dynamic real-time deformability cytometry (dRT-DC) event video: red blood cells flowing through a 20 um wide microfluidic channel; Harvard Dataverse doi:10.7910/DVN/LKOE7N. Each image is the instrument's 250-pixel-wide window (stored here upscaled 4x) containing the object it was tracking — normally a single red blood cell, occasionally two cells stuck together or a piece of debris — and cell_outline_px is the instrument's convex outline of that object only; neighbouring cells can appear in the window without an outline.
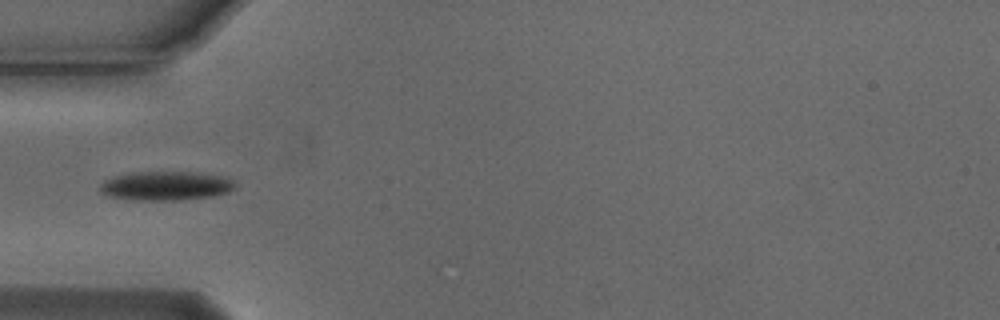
{"species": "Egyptian fruit bat (a non-hibernating species)", "species_latin": "Rousettus aegyptiacus", "temperature_condition": "cold", "stored_images_in_passage": 6, "camera_frame_rate_fps": 3000, "um_per_image_px": 0.085, "animal": {"sex": "male"}, "frame": {"image": 1, "passage_image": 6, "time_ms": 1.667, "image_size_px": [1000, 320], "cell_outline_px": [[236, 188], [228, 192], [212, 196], [180, 200], [136, 200], [108, 196], [100, 192], [100, 184], [104, 180], [116, 176], [132, 172], [192, 172], [220, 176], [232, 180], [236, 184]], "centroid_in_image_um": [14.08, 15.8], "position_along_channel_um": 70.9, "area_um2": 22.77}}